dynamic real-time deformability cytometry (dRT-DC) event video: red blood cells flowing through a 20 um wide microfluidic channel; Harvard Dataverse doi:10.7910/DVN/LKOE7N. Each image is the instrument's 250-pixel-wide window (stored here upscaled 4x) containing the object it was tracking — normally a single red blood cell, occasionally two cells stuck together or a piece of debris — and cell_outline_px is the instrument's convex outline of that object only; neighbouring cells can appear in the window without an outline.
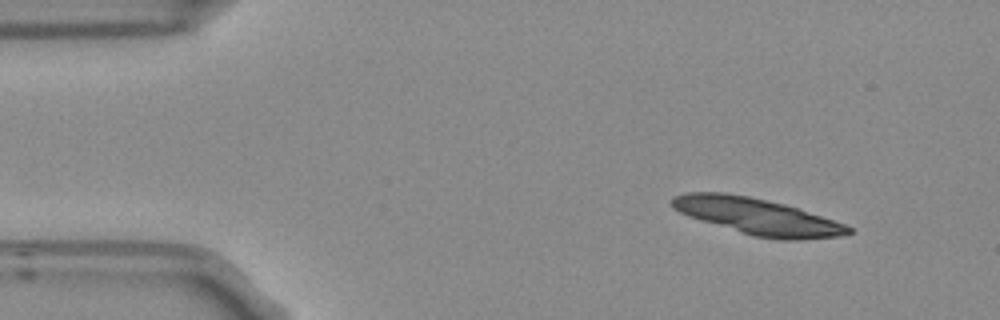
{"species": "Egyptian fruit bat (a non-hibernating species)", "species_latin": "Rousettus aegyptiacus", "temperature_condition": "room temperature", "stored_images_in_passage": 7, "camera_frame_rate_fps": 3000, "um_per_image_px": 0.085, "frame": {"image": 1, "passage_image": 1, "time_ms": 0.0, "image_size_px": [1000, 320], "cell_outline_px": [[852, 232], [840, 236], [796, 240], [780, 240], [752, 236], [688, 216], [672, 208], [672, 200], [676, 196], [688, 192], [724, 192], [748, 196], [784, 204], [844, 224], [852, 228]], "centroid_in_image_um": [64.35, 18.4], "position_along_channel_um": 20.6, "area_um2": 36.88}}
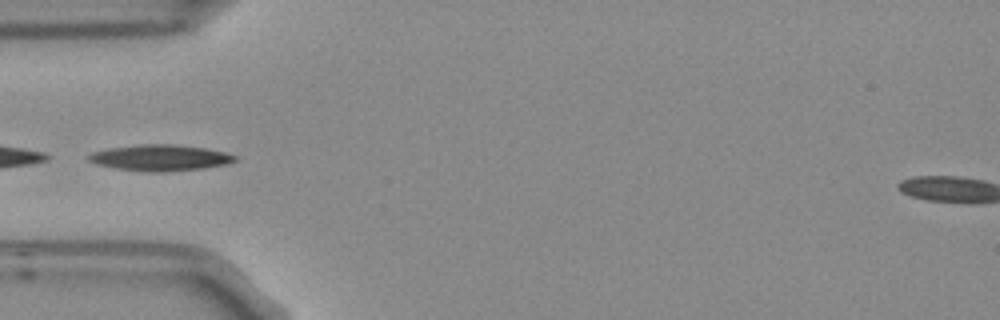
{"frame": {"image": 2, "passage_image": 4, "time_ms": 1.0, "image_size_px": [1000, 320], "cell_outline_px": [[236, 160], [228, 164], [204, 168], [164, 172], [148, 172], [116, 168], [96, 164], [88, 160], [88, 156], [92, 152], [108, 148], [140, 144], [172, 144], [204, 148], [224, 152], [236, 156]], "centroid_in_image_um": [13.6, 13.41], "position_along_channel_um": 71.4, "area_um2": 22.2}}